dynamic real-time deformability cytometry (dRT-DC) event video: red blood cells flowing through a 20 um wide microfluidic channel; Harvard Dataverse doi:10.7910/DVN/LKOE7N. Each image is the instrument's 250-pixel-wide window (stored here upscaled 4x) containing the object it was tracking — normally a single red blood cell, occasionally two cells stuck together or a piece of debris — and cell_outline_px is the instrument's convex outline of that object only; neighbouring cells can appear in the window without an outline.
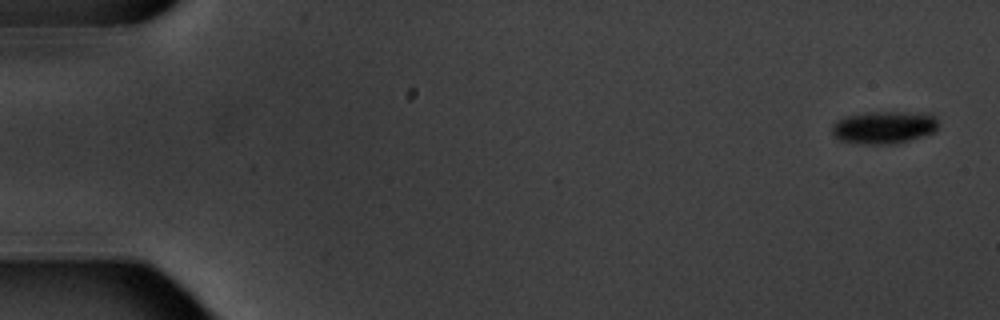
{"species": "common noctule bat (a hibernating species)", "species_latin": "Nyctalus noctula", "temperature_condition": "warm", "stored_images_in_passage": 6, "camera_frame_rate_fps": 3000, "um_per_image_px": 0.085, "animal": {"sex": "male", "body_mass_g": 20.1, "forearm_length_mm": 53.5}, "frame": {"image": 1, "passage_image": 1, "time_ms": 0.0, "image_size_px": [1000, 320], "cell_outline_px": [[940, 124], [936, 132], [896, 144], [860, 144], [840, 140], [832, 132], [832, 124], [836, 120], [844, 116], [868, 112], [904, 112], [936, 116]], "centroid_in_image_um": [75.14, 10.83], "position_along_channel_um": 9.9, "area_um2": 20.35}}
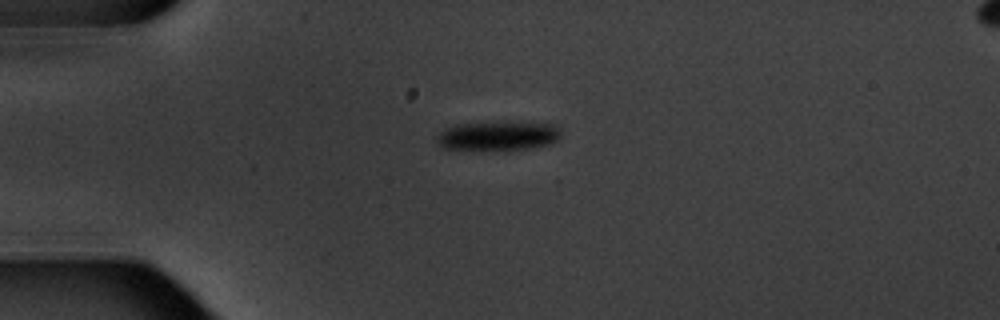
{"frame": {"image": 2, "passage_image": 4, "time_ms": 4.333, "image_size_px": [1000, 320], "cell_outline_px": [[560, 136], [556, 140], [548, 144], [532, 148], [444, 148], [436, 140], [436, 136], [444, 128], [456, 124], [492, 120], [508, 120], [556, 124], [560, 128]], "centroid_in_image_um": [42.37, 11.46], "position_along_channel_um": 42.6, "area_um2": 21.39}}
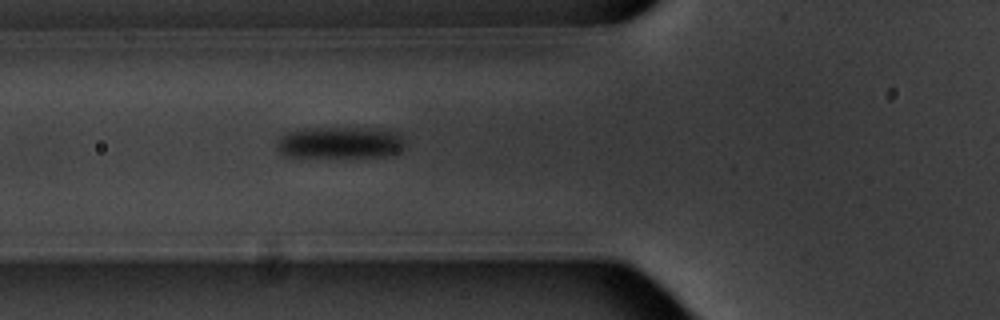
{"frame": {"image": 3, "passage_image": 6, "time_ms": 6.667, "image_size_px": [1000, 320], "cell_outline_px": [[404, 148], [388, 156], [280, 156], [276, 148], [276, 140], [280, 136], [288, 132], [304, 128], [368, 128], [388, 132], [400, 136], [404, 144]], "centroid_in_image_um": [28.78, 12.12], "position_along_channel_um": 97.0, "area_um2": 23.29}}